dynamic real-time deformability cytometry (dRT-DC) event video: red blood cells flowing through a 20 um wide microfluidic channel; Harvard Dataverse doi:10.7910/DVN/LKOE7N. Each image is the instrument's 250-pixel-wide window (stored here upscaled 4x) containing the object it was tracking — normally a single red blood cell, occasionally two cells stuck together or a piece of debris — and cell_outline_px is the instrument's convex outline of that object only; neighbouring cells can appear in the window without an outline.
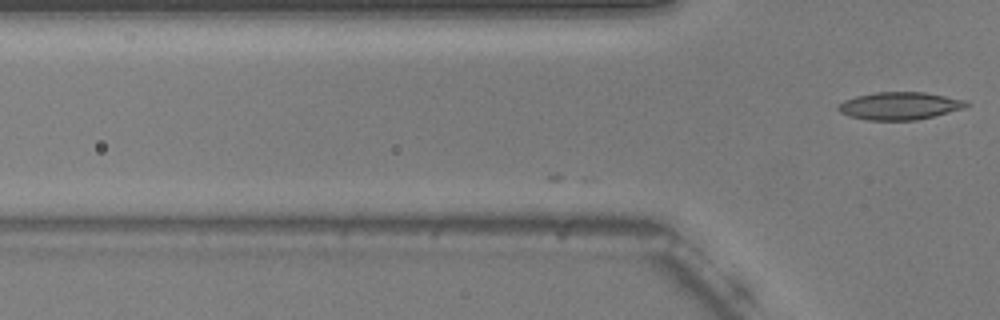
{"species": "common noctule bat (a hibernating species)", "species_latin": "Nyctalus noctula", "temperature_condition": "warm", "stored_images_in_passage": 15, "camera_frame_rate_fps": 3000, "um_per_image_px": 0.085, "animal": {"sex": "male", "body_mass_g": 20.5, "forearm_length_mm": 52.5}, "frame": {"image": 1, "passage_image": 15, "time_ms": 4.667, "image_size_px": [1000, 320], "cell_outline_px": [[972, 104], [964, 108], [916, 120], [868, 120], [848, 116], [840, 112], [836, 108], [844, 100], [856, 96], [876, 92], [924, 92], [968, 100]], "centroid_in_image_um": [76.49, 8.99], "position_along_channel_um": 49.3, "area_um2": 20.63}}